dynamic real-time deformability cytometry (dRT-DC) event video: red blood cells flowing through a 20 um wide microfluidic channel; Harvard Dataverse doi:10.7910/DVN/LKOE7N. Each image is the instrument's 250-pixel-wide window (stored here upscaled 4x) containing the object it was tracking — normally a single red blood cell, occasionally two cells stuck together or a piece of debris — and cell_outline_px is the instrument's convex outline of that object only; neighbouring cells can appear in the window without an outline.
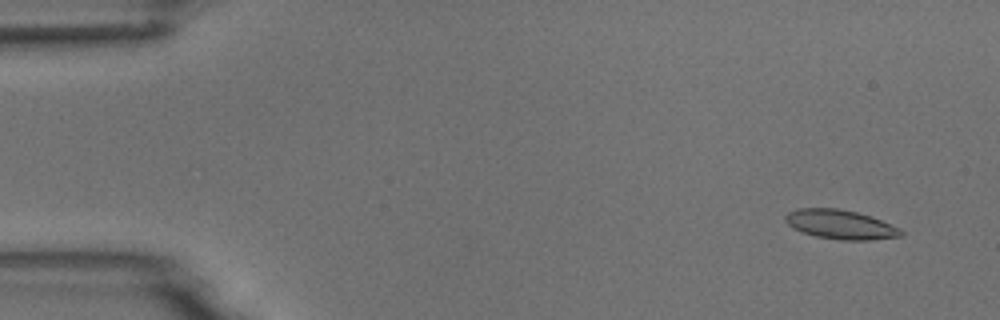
{"species": "common noctule bat (a hibernating species)", "species_latin": "Nyctalus noctula", "temperature_condition": "room temperature", "stored_images_in_passage": 6, "camera_frame_rate_fps": 3000, "um_per_image_px": 0.085, "animal": {"sex": "male", "body_mass_g": 18.8}, "frame": {"image": 1, "passage_image": 1, "time_ms": 0.0, "image_size_px": [1000, 320], "cell_outline_px": [[904, 236], [872, 240], [840, 240], [816, 236], [792, 228], [784, 220], [784, 216], [788, 212], [796, 208], [840, 208], [872, 216], [900, 228], [904, 232]], "centroid_in_image_um": [71.46, 19.08], "position_along_channel_um": 13.5, "area_um2": 19.94}}
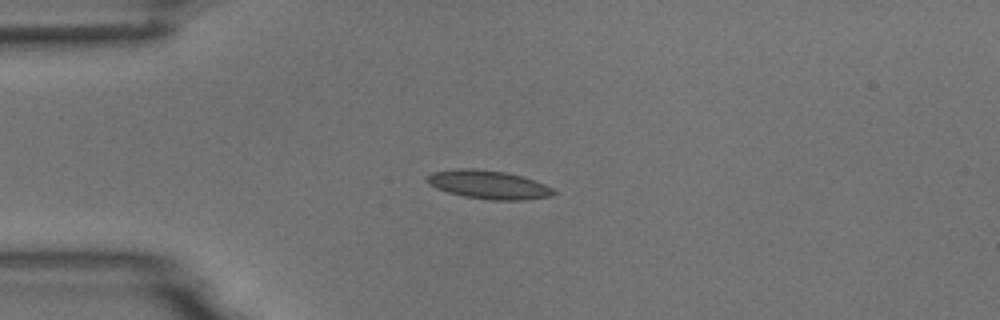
{"frame": {"image": 2, "passage_image": 4, "time_ms": 3.333, "image_size_px": [1000, 320], "cell_outline_px": [[556, 192], [552, 196], [524, 200], [492, 200], [464, 196], [448, 192], [436, 188], [428, 184], [424, 180], [424, 176], [432, 172], [456, 168], [472, 168], [504, 172], [520, 176], [544, 184], [552, 188]], "centroid_in_image_um": [41.45, 15.69], "position_along_channel_um": 43.5, "area_um2": 21.04}}